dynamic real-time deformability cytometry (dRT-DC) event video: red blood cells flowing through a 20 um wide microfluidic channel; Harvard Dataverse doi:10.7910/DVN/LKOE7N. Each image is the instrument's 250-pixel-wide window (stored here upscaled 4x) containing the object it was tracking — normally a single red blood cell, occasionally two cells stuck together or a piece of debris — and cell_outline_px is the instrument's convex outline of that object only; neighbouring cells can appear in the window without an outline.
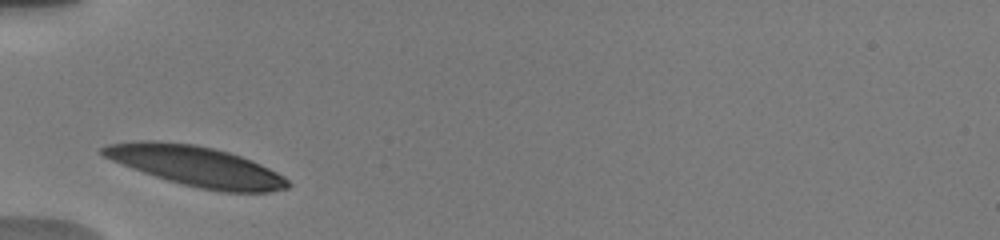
{"species": "human", "species_latin": "Homo sapiens", "temperature_condition": "warm", "stored_images_in_passage": 3, "camera_frame_rate_fps": 3000, "um_per_image_px": 0.085, "donor": {"sex": "male"}, "frame": {"image": 1, "passage_image": 1, "time_ms": 0.0, "image_size_px": [1000, 240], "cell_outline_px": [[292, 184], [288, 188], [268, 192], [224, 192], [200, 188], [168, 180], [132, 168], [112, 160], [104, 156], [100, 152], [100, 148], [108, 144], [140, 140], [156, 140], [196, 144], [228, 152], [252, 160], [284, 176]], "centroid_in_image_um": [16.68, 14.11], "position_along_channel_um": 68.3, "area_um2": 42.89}}
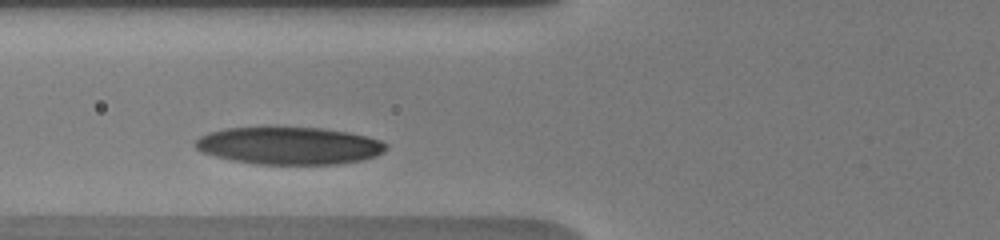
{"frame": {"image": 2, "passage_image": 2, "time_ms": 1.0, "image_size_px": [1000, 240], "cell_outline_px": [[388, 148], [384, 152], [376, 156], [364, 160], [336, 164], [256, 164], [232, 160], [200, 152], [192, 144], [200, 136], [208, 132], [224, 128], [264, 124], [268, 124], [324, 128], [348, 132], [368, 136], [380, 140], [388, 144]], "centroid_in_image_um": [24.54, 12.33], "position_along_channel_um": 101.3, "area_um2": 43.29}}